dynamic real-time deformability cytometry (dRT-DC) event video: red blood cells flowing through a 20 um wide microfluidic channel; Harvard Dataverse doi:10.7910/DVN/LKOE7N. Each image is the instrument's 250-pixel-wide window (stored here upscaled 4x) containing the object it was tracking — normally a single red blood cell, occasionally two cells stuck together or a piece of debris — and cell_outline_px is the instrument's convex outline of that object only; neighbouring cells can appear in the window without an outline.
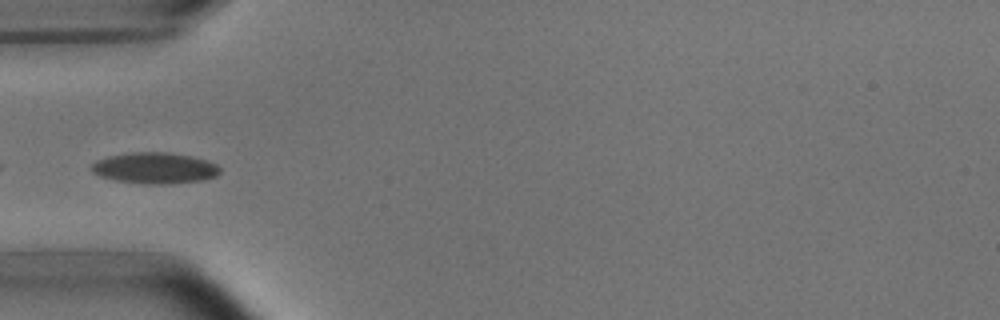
{"species": "common noctule bat (a hibernating species)", "species_latin": "Nyctalus noctula", "temperature_condition": "room temperature", "stored_images_in_passage": 5, "camera_frame_rate_fps": 3000, "um_per_image_px": 0.085, "animal": {"sex": "male", "body_mass_g": 15.6}, "frame": {"image": 1, "passage_image": 5, "time_ms": 4.333, "image_size_px": [1000, 320], "cell_outline_px": [[220, 172], [216, 176], [204, 180], [172, 184], [148, 184], [116, 180], [100, 176], [92, 172], [88, 168], [96, 160], [108, 156], [132, 152], [168, 152], [188, 156], [204, 160], [216, 164], [220, 168]], "centroid_in_image_um": [13.13, 14.29], "position_along_channel_um": 71.9, "area_um2": 23.29}}